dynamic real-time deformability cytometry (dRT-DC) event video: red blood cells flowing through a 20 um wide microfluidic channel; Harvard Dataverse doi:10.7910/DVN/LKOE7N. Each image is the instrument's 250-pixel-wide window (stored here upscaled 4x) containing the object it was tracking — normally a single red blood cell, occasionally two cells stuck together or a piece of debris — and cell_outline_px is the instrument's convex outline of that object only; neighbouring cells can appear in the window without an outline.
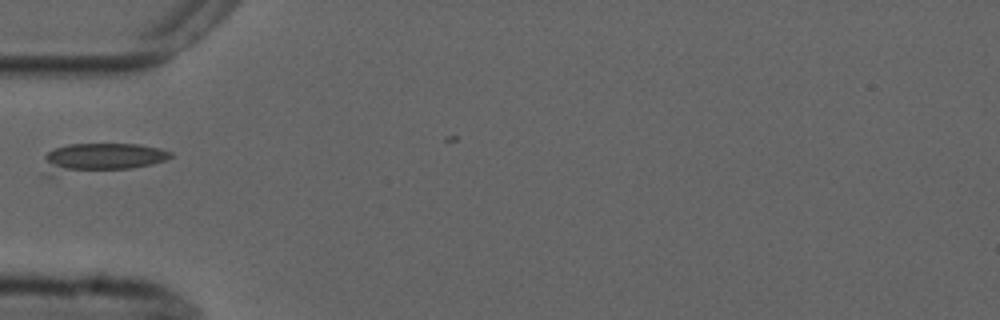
{"species": "common noctule bat (a hibernating species)", "species_latin": "Nyctalus noctula", "temperature_condition": "cold", "stored_images_in_passage": 4, "camera_frame_rate_fps": 3000, "um_per_image_px": 0.085, "animal": {"sex": "male", "forearm_length_mm": 52.5}, "frame": {"image": 1, "passage_image": 3, "time_ms": 2.333, "image_size_px": [1000, 320], "cell_outline_px": [[172, 156], [164, 160], [152, 164], [132, 168], [52, 176], [44, 176], [44, 156], [48, 152], [56, 148], [68, 144], [140, 144], [160, 148], [172, 152]], "centroid_in_image_um": [8.54, 13.43], "position_along_channel_um": 76.5, "area_um2": 21.96}}